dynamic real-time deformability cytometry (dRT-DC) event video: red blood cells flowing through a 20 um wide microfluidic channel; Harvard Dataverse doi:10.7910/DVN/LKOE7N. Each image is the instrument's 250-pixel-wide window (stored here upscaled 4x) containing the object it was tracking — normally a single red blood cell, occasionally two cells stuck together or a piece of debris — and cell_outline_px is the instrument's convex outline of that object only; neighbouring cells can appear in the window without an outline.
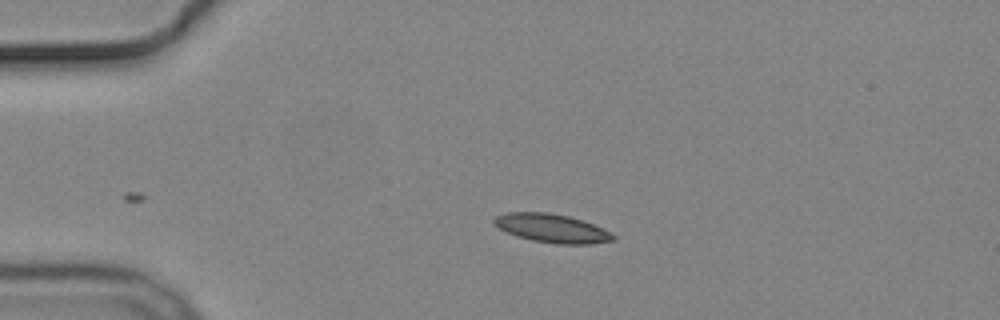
{"species": "common noctule bat (a hibernating species)", "species_latin": "Nyctalus noctula", "temperature_condition": "cold", "stored_images_in_passage": 2, "camera_frame_rate_fps": 3000, "um_per_image_px": 0.085, "animal": {"sex": "male", "body_mass_g": 19.2, "forearm_length_mm": 51.8}, "frame": {"image": 1, "passage_image": 2, "time_ms": 1.333, "image_size_px": [1000, 320], "cell_outline_px": [[616, 240], [592, 244], [556, 244], [532, 240], [516, 236], [500, 228], [492, 220], [496, 216], [508, 212], [548, 212], [568, 216], [592, 224], [616, 236]], "centroid_in_image_um": [46.91, 19.41], "position_along_channel_um": 38.1, "area_um2": 19.59}}